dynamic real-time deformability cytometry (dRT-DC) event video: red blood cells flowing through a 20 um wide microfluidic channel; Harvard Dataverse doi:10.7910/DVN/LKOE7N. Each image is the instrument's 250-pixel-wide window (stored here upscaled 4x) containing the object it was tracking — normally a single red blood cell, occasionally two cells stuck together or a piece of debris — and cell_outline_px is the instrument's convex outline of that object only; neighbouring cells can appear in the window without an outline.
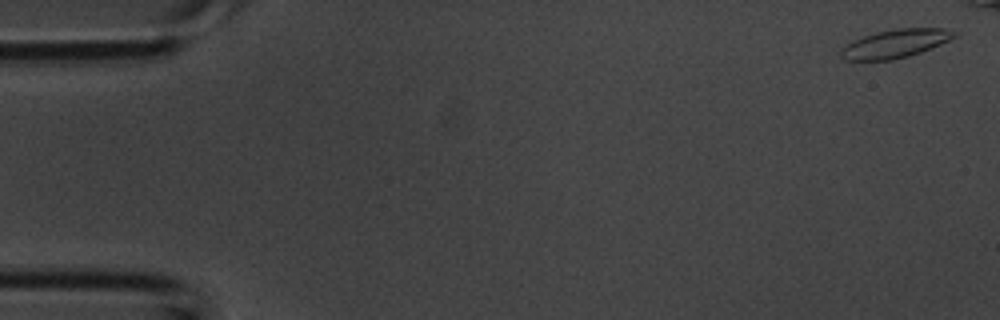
{"species": "common noctule bat (a hibernating species)", "species_latin": "Nyctalus noctula", "temperature_condition": "room temperature", "stored_images_in_passage": 38, "camera_frame_rate_fps": 3000, "um_per_image_px": 0.085, "animal": {"sex": "male", "body_mass_g": 20.1, "forearm_length_mm": 53.5}, "frame": {"image": 1, "passage_image": 1, "time_ms": 0.0, "image_size_px": [1000, 320], "cell_outline_px": [[960, 32], [956, 36], [940, 44], [920, 52], [908, 56], [892, 60], [844, 60], [840, 56], [840, 48], [852, 40], [876, 32], [896, 28], [944, 28]], "centroid_in_image_um": [76.08, 3.7], "position_along_channel_um": 8.9, "area_um2": 18.84}}
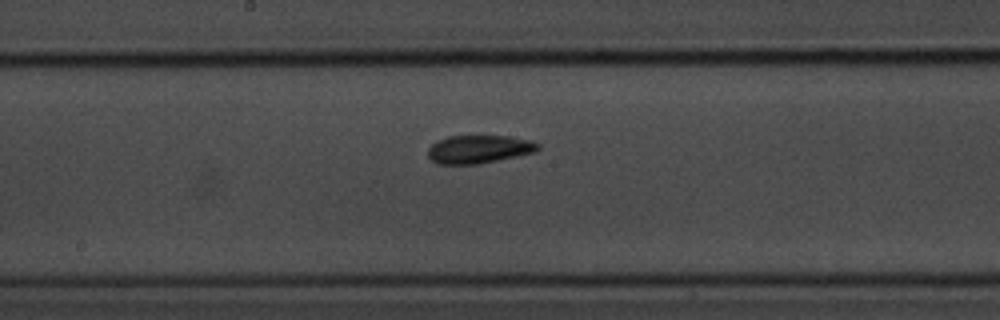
{"frame": {"image": 2, "passage_image": 22, "time_ms": 7.0, "image_size_px": [1000, 320], "cell_outline_px": [[540, 148], [536, 152], [476, 164], [436, 164], [428, 156], [428, 148], [436, 140], [448, 136], [508, 136], [532, 140], [540, 144]], "centroid_in_image_um": [40.7, 12.67], "position_along_channel_um": 207.5, "area_um2": 18.09}}
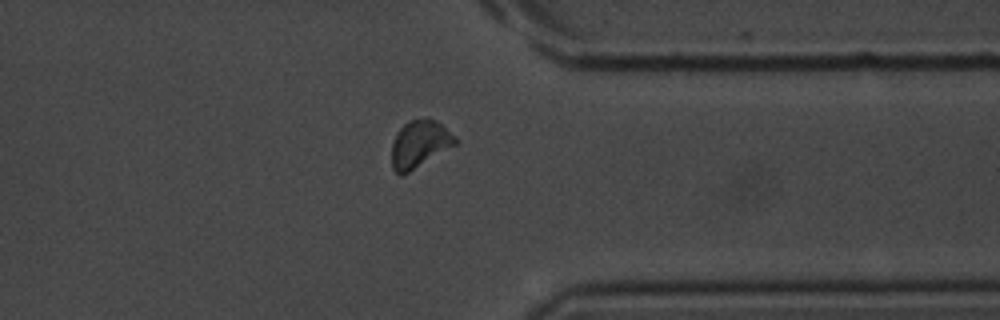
{"frame": {"image": 3, "passage_image": 33, "time_ms": 10.667, "image_size_px": [1000, 320], "cell_outline_px": [[460, 140], [456, 144], [408, 172], [400, 176], [392, 168], [392, 144], [396, 132], [408, 120], [428, 116], [436, 120], [456, 136]], "centroid_in_image_um": [35.67, 12.19], "position_along_channel_um": 375.7, "area_um2": 17.63}}